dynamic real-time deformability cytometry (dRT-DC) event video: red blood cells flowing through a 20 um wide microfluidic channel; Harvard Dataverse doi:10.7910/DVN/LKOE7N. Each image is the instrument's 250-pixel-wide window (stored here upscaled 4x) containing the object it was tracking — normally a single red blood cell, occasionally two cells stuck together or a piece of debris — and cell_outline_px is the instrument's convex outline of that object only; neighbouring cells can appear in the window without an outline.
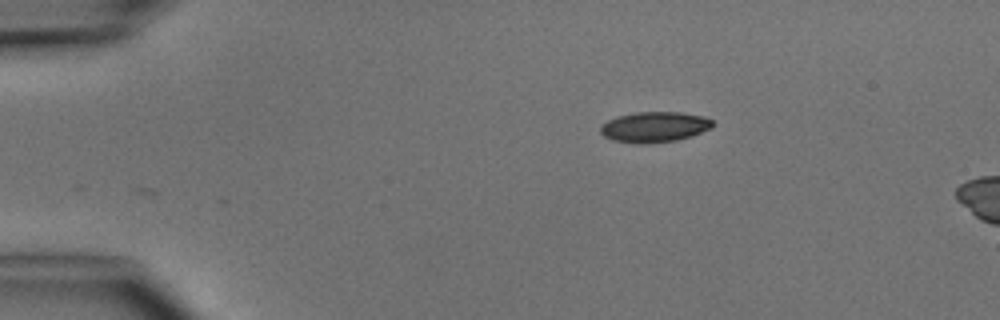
{"species": "common noctule bat (a hibernating species)", "species_latin": "Nyctalus noctula", "temperature_condition": "cold", "stored_images_in_passage": 3, "camera_frame_rate_fps": 3000, "um_per_image_px": 0.085, "animal": {"sex": "male", "body_mass_g": 15.6}, "frame": {"image": 1, "passage_image": 3, "time_ms": 2.333, "image_size_px": [1000, 320], "cell_outline_px": [[716, 124], [712, 128], [692, 136], [676, 140], [636, 144], [612, 140], [604, 136], [600, 132], [600, 124], [616, 116], [636, 112], [680, 112], [704, 116], [712, 120]], "centroid_in_image_um": [55.63, 10.78], "position_along_channel_um": 29.4, "area_um2": 20.11}}